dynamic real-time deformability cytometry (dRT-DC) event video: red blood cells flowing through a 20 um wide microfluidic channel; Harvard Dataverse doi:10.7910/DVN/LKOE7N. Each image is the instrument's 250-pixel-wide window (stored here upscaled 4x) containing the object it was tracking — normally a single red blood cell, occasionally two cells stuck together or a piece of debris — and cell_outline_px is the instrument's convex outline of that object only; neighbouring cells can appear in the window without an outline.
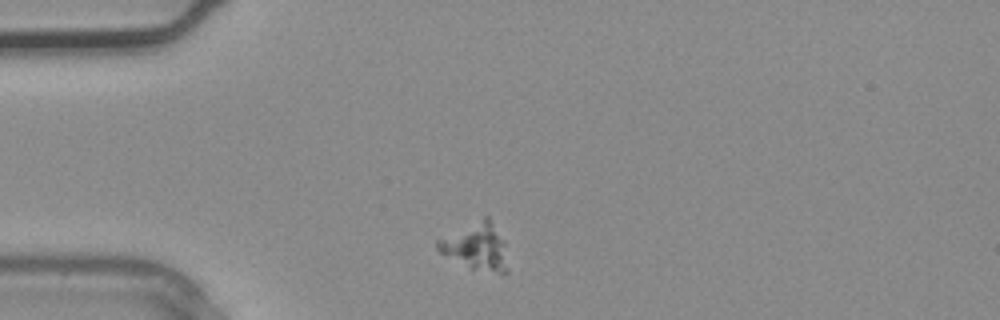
{"species": "common noctule bat (a hibernating species)", "species_latin": "Nyctalus noctula", "temperature_condition": "warm", "stored_images_in_passage": 1, "camera_frame_rate_fps": 3000, "um_per_image_px": 0.085, "animal": {"sex": "male", "body_mass_g": 20.4}, "frame": {"image": 1, "passage_image": 1, "time_ms": 0.0, "image_size_px": [1000, 320], "cell_outline_px": [[508, 272], [500, 272], [472, 268], [440, 252], [436, 248], [436, 240], [484, 216], [488, 216], [504, 244], [508, 268]], "centroid_in_image_um": [40.46, 20.93], "position_along_channel_um": 44.5, "area_um2": 18.38}}